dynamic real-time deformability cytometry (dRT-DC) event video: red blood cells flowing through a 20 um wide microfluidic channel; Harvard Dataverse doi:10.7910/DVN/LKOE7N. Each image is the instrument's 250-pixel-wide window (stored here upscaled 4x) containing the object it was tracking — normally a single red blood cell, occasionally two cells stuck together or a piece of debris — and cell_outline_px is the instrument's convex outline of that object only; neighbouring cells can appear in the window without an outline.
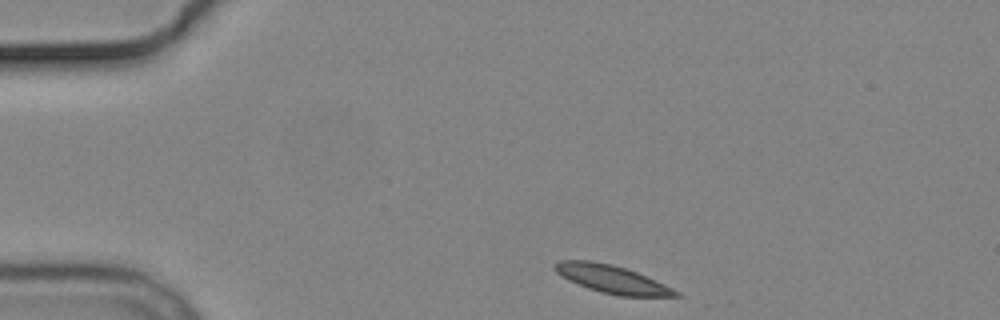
{"species": "common noctule bat (a hibernating species)", "species_latin": "Nyctalus noctula", "temperature_condition": "cold", "stored_images_in_passage": 4, "camera_frame_rate_fps": 3000, "um_per_image_px": 0.085, "animal": {"sex": "male", "body_mass_g": 19.2, "forearm_length_mm": 51.8}, "frame": {"image": 1, "passage_image": 1, "time_ms": 0.0, "image_size_px": [1000, 320], "cell_outline_px": [[684, 296], [620, 296], [600, 292], [588, 288], [568, 280], [556, 272], [552, 268], [552, 264], [560, 260], [592, 260], [612, 264], [636, 272], [656, 280], [680, 292]], "centroid_in_image_um": [51.99, 23.72], "position_along_channel_um": 33.0, "area_um2": 19.71}}
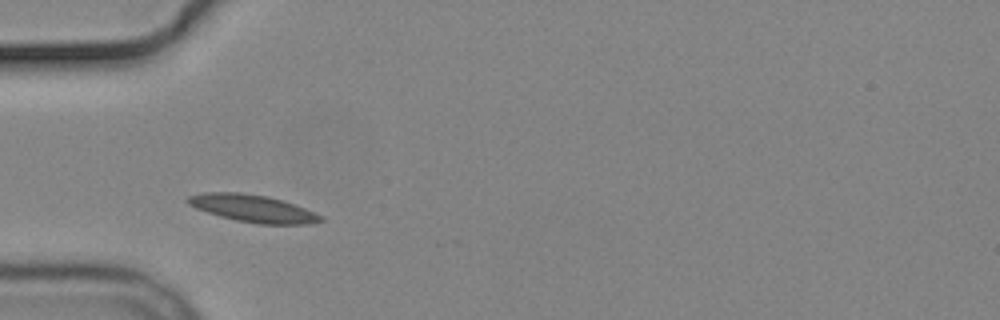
{"frame": {"image": 2, "passage_image": 3, "time_ms": 2.333, "image_size_px": [1000, 320], "cell_outline_px": [[324, 220], [312, 224], [256, 224], [236, 220], [220, 216], [196, 208], [188, 204], [184, 200], [188, 196], [204, 192], [240, 192], [268, 196], [296, 204], [324, 216]], "centroid_in_image_um": [21.52, 17.71], "position_along_channel_um": 63.5, "area_um2": 21.39}}
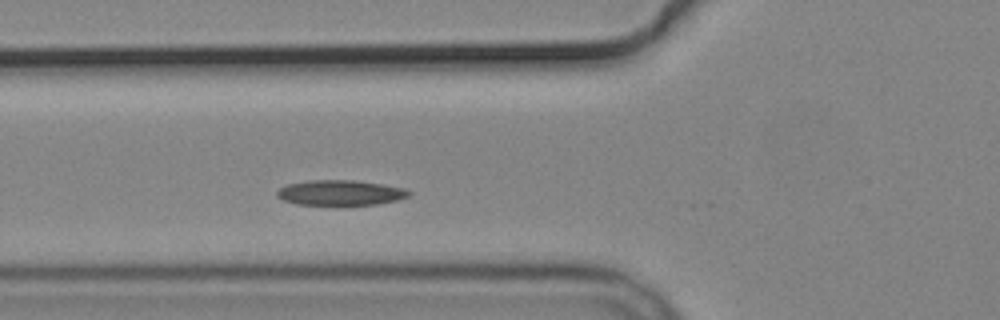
{"frame": {"image": 3, "passage_image": 4, "time_ms": 3.333, "image_size_px": [1000, 320], "cell_outline_px": [[412, 192], [408, 196], [396, 200], [376, 204], [296, 204], [284, 200], [276, 196], [276, 192], [280, 188], [288, 184], [308, 180], [352, 180], [380, 184], [404, 188]], "centroid_in_image_um": [28.9, 16.37], "position_along_channel_um": 96.9, "area_um2": 19.02}}